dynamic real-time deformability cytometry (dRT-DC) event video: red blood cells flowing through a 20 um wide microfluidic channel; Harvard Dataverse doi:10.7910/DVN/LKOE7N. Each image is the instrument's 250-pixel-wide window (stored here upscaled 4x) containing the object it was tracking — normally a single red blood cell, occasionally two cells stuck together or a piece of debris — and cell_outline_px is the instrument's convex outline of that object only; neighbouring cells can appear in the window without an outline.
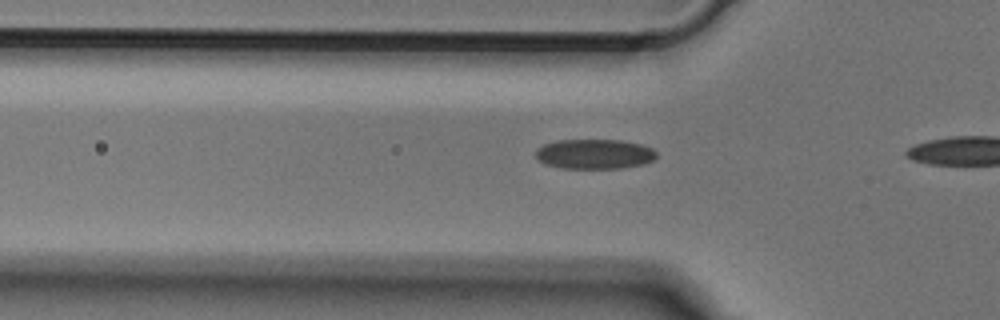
{"species": "Egyptian fruit bat (a non-hibernating species)", "species_latin": "Rousettus aegyptiacus", "temperature_condition": "cold", "stored_images_in_passage": 14, "camera_frame_rate_fps": 3000, "um_per_image_px": 0.085, "animal": {"sex": "male"}, "frame": {"image": 1, "passage_image": 12, "time_ms": 3.667, "image_size_px": [1000, 320], "cell_outline_px": [[656, 156], [652, 160], [644, 164], [620, 168], [564, 168], [544, 164], [536, 156], [536, 148], [544, 144], [556, 140], [620, 140], [640, 144], [652, 148], [656, 152]], "centroid_in_image_um": [50.52, 13.09], "position_along_channel_um": 75.3, "area_um2": 20.92}}